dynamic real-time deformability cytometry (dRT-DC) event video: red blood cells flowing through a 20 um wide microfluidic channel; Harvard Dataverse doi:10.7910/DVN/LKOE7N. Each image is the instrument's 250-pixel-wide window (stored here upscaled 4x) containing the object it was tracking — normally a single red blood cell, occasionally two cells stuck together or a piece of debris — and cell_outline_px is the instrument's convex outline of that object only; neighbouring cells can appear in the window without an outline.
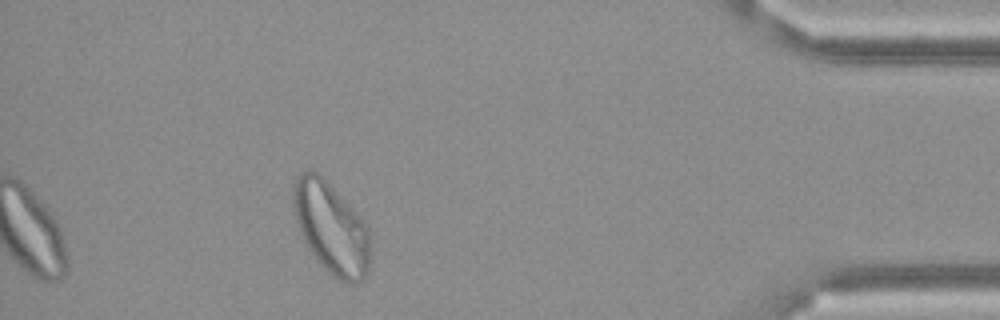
{"species": "Egyptian fruit bat (a non-hibernating species)", "species_latin": "Rousettus aegyptiacus", "temperature_condition": "cold", "stored_images_in_passage": 34, "camera_frame_rate_fps": 3000, "um_per_image_px": 0.085, "frame": {"image": 1, "passage_image": 34, "time_ms": 11.0, "image_size_px": [1000, 320], "cell_outline_px": [[368, 272], [356, 284], [348, 284], [336, 280], [320, 264], [308, 248], [296, 224], [292, 204], [292, 188], [300, 172], [316, 172], [348, 204], [368, 228]], "centroid_in_image_um": [28.1, 19.43], "position_along_channel_um": 407.1, "area_um2": 40.29}}